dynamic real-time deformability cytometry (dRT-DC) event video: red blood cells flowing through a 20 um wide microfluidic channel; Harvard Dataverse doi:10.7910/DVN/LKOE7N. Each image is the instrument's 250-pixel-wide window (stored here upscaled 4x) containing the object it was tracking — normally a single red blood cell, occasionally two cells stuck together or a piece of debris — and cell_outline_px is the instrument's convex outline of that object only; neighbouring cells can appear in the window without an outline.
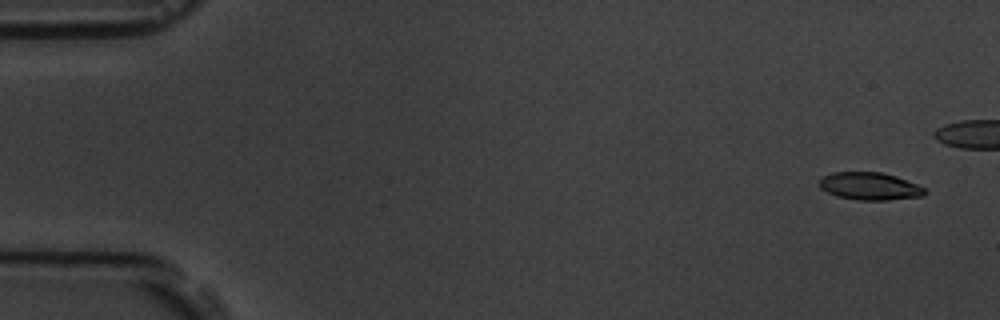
{"species": "common noctule bat (a hibernating species)", "species_latin": "Nyctalus noctula", "temperature_condition": "room temperature", "stored_images_in_passage": 6, "camera_frame_rate_fps": 3000, "um_per_image_px": 0.085, "animal": {"sex": "male", "body_mass_g": 19.5, "forearm_length_mm": 54.6}, "frame": {"image": 1, "passage_image": 1, "time_ms": 0.0, "image_size_px": [1000, 320], "cell_outline_px": [[924, 196], [888, 200], [860, 200], [836, 196], [820, 188], [820, 180], [824, 176], [832, 172], [880, 172], [896, 176], [916, 184], [924, 188]], "centroid_in_image_um": [73.92, 15.83], "position_along_channel_um": 11.1, "area_um2": 16.76}}